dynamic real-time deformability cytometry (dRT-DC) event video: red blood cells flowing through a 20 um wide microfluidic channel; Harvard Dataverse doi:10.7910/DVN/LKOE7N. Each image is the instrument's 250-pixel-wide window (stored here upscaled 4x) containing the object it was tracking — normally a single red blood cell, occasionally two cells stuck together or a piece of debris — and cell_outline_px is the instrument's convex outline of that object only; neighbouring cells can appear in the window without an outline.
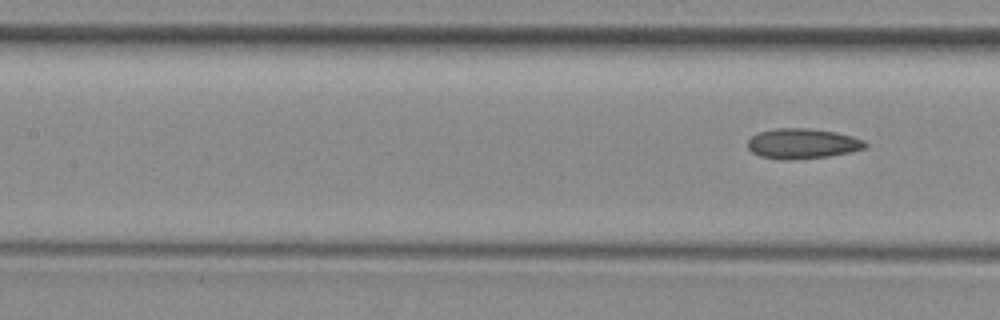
{"species": "common noctule bat (a hibernating species)", "species_latin": "Nyctalus noctula", "temperature_condition": "room temperature", "stored_images_in_passage": 8, "segment_of_instrument_passage": [2, 2], "camera_frame_rate_fps": 3000, "um_per_image_px": 0.085, "animal": {"sex": "female", "body_mass_g": 29.2, "forearm_length_mm": 56.3}, "frame": {"image": 1, "passage_image": 8, "time_ms": 9.0, "image_size_px": [1000, 320], "cell_outline_px": [[868, 144], [864, 148], [848, 152], [828, 156], [788, 160], [780, 160], [760, 156], [752, 152], [748, 148], [748, 140], [752, 136], [760, 132], [776, 128], [808, 128], [836, 132], [852, 136], [864, 140]], "centroid_in_image_um": [68.19, 12.2], "position_along_channel_um": 139.2, "area_um2": 20.58}}